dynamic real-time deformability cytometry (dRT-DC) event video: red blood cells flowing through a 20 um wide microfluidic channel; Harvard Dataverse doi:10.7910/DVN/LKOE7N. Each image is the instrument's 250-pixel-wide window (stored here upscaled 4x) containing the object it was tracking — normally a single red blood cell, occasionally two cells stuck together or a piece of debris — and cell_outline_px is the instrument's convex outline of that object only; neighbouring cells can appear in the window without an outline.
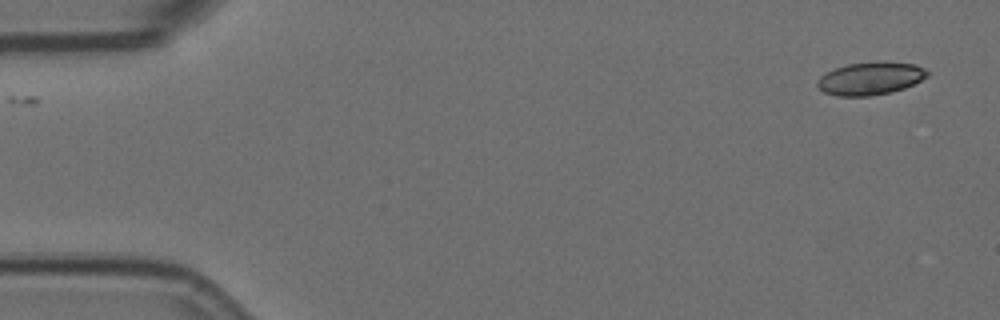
{"species": "Egyptian fruit bat (a non-hibernating species)", "species_latin": "Rousettus aegyptiacus", "temperature_condition": "room temperature", "stored_images_in_passage": 55, "camera_frame_rate_fps": 3000, "um_per_image_px": 0.085, "animal": {"sex": "female"}, "frame": {"image": 1, "passage_image": 1, "time_ms": 0.0, "image_size_px": [1000, 320], "cell_outline_px": [[928, 76], [904, 88], [888, 92], [868, 96], [836, 96], [824, 92], [816, 84], [816, 80], [820, 76], [836, 68], [848, 64], [876, 60], [880, 60], [916, 64], [924, 68], [928, 72]], "centroid_in_image_um": [73.98, 6.64], "position_along_channel_um": 11.0, "area_um2": 21.1}}
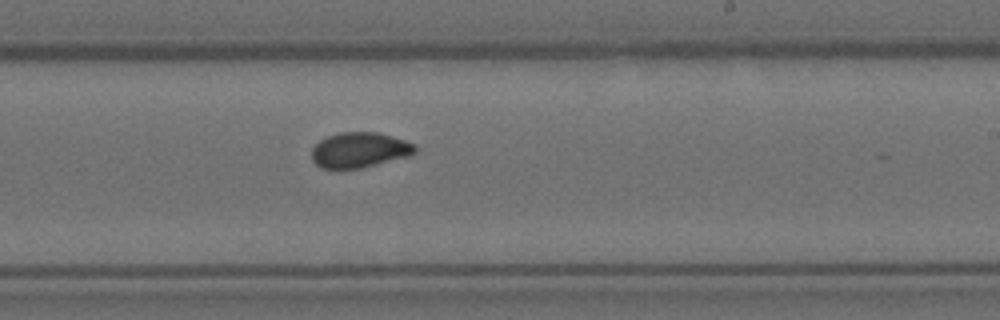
{"frame": {"image": 2, "passage_image": 32, "time_ms": 10.333, "image_size_px": [1000, 320], "cell_outline_px": [[416, 152], [408, 156], [360, 168], [320, 168], [312, 160], [312, 148], [320, 140], [328, 136], [340, 132], [376, 132], [404, 140], [416, 144]], "centroid_in_image_um": [30.55, 12.74], "position_along_channel_um": 258.5, "area_um2": 21.04}}
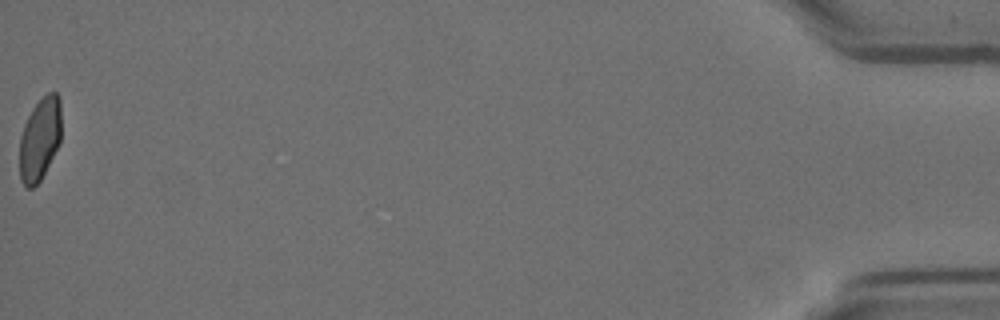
{"frame": {"image": 3, "passage_image": 55, "time_ms": 18.0, "image_size_px": [1000, 320], "cell_outline_px": [[60, 140], [40, 180], [32, 188], [28, 188], [20, 180], [20, 136], [24, 124], [32, 108], [48, 92], [56, 92], [60, 96]], "centroid_in_image_um": [3.37, 11.79], "position_along_channel_um": 431.8, "area_um2": 19.77}, "authors_computed_cell_mechanics": {"area_um2": 21.4438, "velocity_mm_per_s": 3.6035, "shape_relaxation_time_tau1_ms": null, "shape_relaxation_time_tau2_ms": 0.9296, "deformation_change_tau1": null, "deformation_change_tau2": 0.0468}}